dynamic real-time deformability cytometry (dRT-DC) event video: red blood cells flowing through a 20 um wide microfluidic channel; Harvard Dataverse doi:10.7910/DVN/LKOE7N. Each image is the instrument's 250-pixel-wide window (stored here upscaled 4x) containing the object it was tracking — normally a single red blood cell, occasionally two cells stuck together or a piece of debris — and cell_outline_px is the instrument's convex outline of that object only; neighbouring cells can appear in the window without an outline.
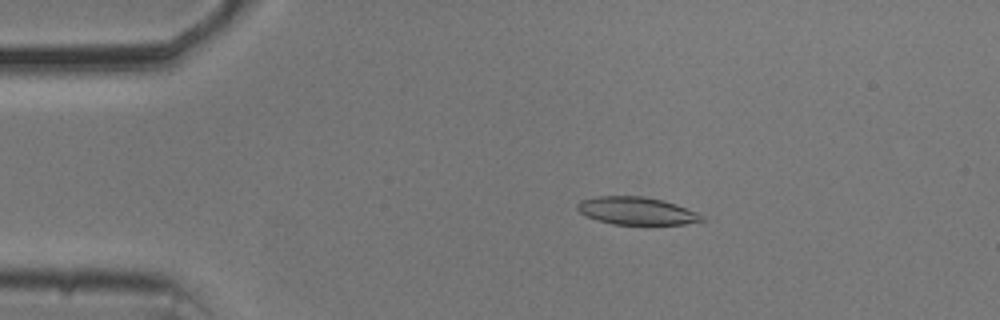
{"species": "common noctule bat (a hibernating species)", "species_latin": "Nyctalus noctula", "temperature_condition": "cold", "stored_images_in_passage": 18, "camera_frame_rate_fps": 3000, "um_per_image_px": 0.085, "animal": {"sex": "male", "body_mass_g": 20.5, "forearm_length_mm": 52.5}, "frame": {"image": 1, "passage_image": 10, "time_ms": 3.0, "image_size_px": [1000, 320], "cell_outline_px": [[708, 220], [684, 224], [612, 224], [588, 216], [580, 212], [576, 208], [576, 204], [580, 200], [596, 196], [644, 196], [664, 200], [676, 204], [696, 212], [704, 216]], "centroid_in_image_um": [54.13, 17.91], "position_along_channel_um": 30.9, "area_um2": 20.06}}
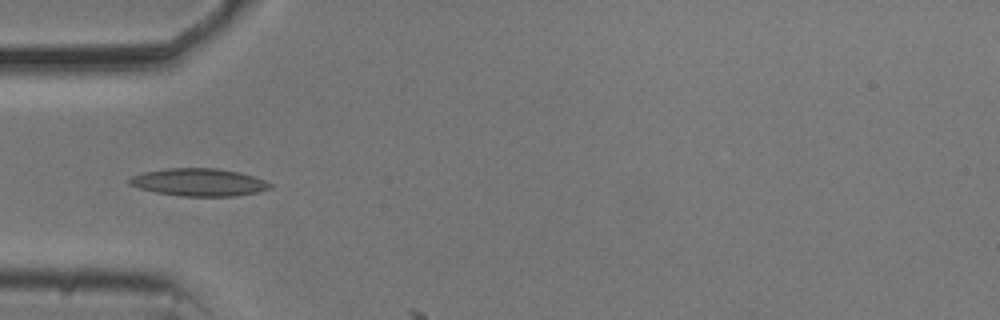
{"frame": {"image": 2, "passage_image": 17, "time_ms": 5.333, "image_size_px": [1000, 320], "cell_outline_px": [[272, 188], [256, 192], [236, 196], [180, 196], [156, 192], [140, 188], [128, 184], [128, 180], [132, 176], [144, 172], [168, 168], [216, 168], [240, 172], [264, 180], [272, 184]], "centroid_in_image_um": [16.91, 15.49], "position_along_channel_um": 68.1, "area_um2": 22.54}}